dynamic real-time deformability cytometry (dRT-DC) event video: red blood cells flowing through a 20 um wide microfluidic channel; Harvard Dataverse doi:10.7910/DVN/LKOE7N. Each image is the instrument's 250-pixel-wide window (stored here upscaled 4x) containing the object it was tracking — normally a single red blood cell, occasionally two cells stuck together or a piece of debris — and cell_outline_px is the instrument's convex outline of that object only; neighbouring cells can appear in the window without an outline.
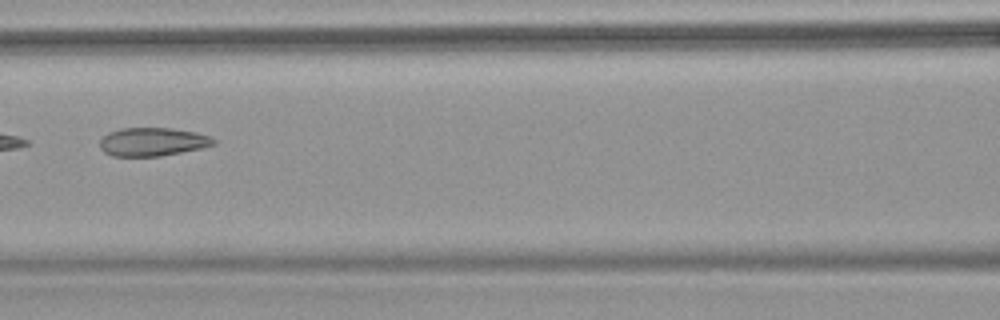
{"species": "common noctule bat (a hibernating species)", "species_latin": "Nyctalus noctula", "temperature_condition": "warm", "stored_images_in_passage": 7, "camera_frame_rate_fps": 3000, "um_per_image_px": 0.085, "animal": {"sex": "female", "body_mass_g": 18.4}, "frame": {"image": 1, "passage_image": 4, "time_ms": 1.0, "image_size_px": [1000, 320], "cell_outline_px": [[216, 144], [204, 148], [160, 156], [112, 156], [104, 152], [100, 148], [100, 140], [108, 132], [120, 128], [172, 128], [196, 132], [212, 136], [216, 140]], "centroid_in_image_um": [13.0, 12.05], "position_along_channel_um": 153.6, "area_um2": 19.07}}